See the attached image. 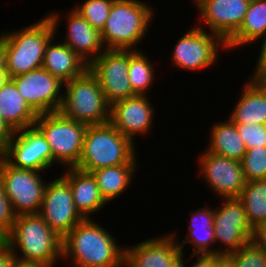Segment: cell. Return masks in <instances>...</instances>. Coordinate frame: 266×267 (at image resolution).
<instances>
[{"label": "cell", "mask_w": 266, "mask_h": 267, "mask_svg": "<svg viewBox=\"0 0 266 267\" xmlns=\"http://www.w3.org/2000/svg\"><path fill=\"white\" fill-rule=\"evenodd\" d=\"M113 2L114 0H86L80 6H74V9L77 10L93 28L101 32L106 25Z\"/></svg>", "instance_id": "obj_30"}, {"label": "cell", "mask_w": 266, "mask_h": 267, "mask_svg": "<svg viewBox=\"0 0 266 267\" xmlns=\"http://www.w3.org/2000/svg\"><path fill=\"white\" fill-rule=\"evenodd\" d=\"M10 80L7 71L5 40L0 35V89Z\"/></svg>", "instance_id": "obj_35"}, {"label": "cell", "mask_w": 266, "mask_h": 267, "mask_svg": "<svg viewBox=\"0 0 266 267\" xmlns=\"http://www.w3.org/2000/svg\"><path fill=\"white\" fill-rule=\"evenodd\" d=\"M228 256L235 267H266V252L252 241Z\"/></svg>", "instance_id": "obj_32"}, {"label": "cell", "mask_w": 266, "mask_h": 267, "mask_svg": "<svg viewBox=\"0 0 266 267\" xmlns=\"http://www.w3.org/2000/svg\"><path fill=\"white\" fill-rule=\"evenodd\" d=\"M246 149L266 147V125L263 124H235Z\"/></svg>", "instance_id": "obj_33"}, {"label": "cell", "mask_w": 266, "mask_h": 267, "mask_svg": "<svg viewBox=\"0 0 266 267\" xmlns=\"http://www.w3.org/2000/svg\"><path fill=\"white\" fill-rule=\"evenodd\" d=\"M266 36V0H251L243 23L226 42L227 50L246 46Z\"/></svg>", "instance_id": "obj_26"}, {"label": "cell", "mask_w": 266, "mask_h": 267, "mask_svg": "<svg viewBox=\"0 0 266 267\" xmlns=\"http://www.w3.org/2000/svg\"><path fill=\"white\" fill-rule=\"evenodd\" d=\"M29 106L39 115L59 111L64 83L40 67L10 78Z\"/></svg>", "instance_id": "obj_13"}, {"label": "cell", "mask_w": 266, "mask_h": 267, "mask_svg": "<svg viewBox=\"0 0 266 267\" xmlns=\"http://www.w3.org/2000/svg\"><path fill=\"white\" fill-rule=\"evenodd\" d=\"M59 112L65 117L89 125L110 122L111 105L98 83L97 78L87 69L81 76L64 83Z\"/></svg>", "instance_id": "obj_6"}, {"label": "cell", "mask_w": 266, "mask_h": 267, "mask_svg": "<svg viewBox=\"0 0 266 267\" xmlns=\"http://www.w3.org/2000/svg\"><path fill=\"white\" fill-rule=\"evenodd\" d=\"M14 267H49V266L38 263H24L17 261Z\"/></svg>", "instance_id": "obj_44"}, {"label": "cell", "mask_w": 266, "mask_h": 267, "mask_svg": "<svg viewBox=\"0 0 266 267\" xmlns=\"http://www.w3.org/2000/svg\"><path fill=\"white\" fill-rule=\"evenodd\" d=\"M261 48L258 54L257 62L253 72H262L266 70V36L263 38Z\"/></svg>", "instance_id": "obj_40"}, {"label": "cell", "mask_w": 266, "mask_h": 267, "mask_svg": "<svg viewBox=\"0 0 266 267\" xmlns=\"http://www.w3.org/2000/svg\"><path fill=\"white\" fill-rule=\"evenodd\" d=\"M66 36L63 41L88 66L95 61L105 50L101 39V32L93 28L74 8L65 16Z\"/></svg>", "instance_id": "obj_19"}, {"label": "cell", "mask_w": 266, "mask_h": 267, "mask_svg": "<svg viewBox=\"0 0 266 267\" xmlns=\"http://www.w3.org/2000/svg\"><path fill=\"white\" fill-rule=\"evenodd\" d=\"M198 163L199 176L204 178L216 196L220 199L239 197L246 183L240 161L218 156L205 149Z\"/></svg>", "instance_id": "obj_15"}, {"label": "cell", "mask_w": 266, "mask_h": 267, "mask_svg": "<svg viewBox=\"0 0 266 267\" xmlns=\"http://www.w3.org/2000/svg\"><path fill=\"white\" fill-rule=\"evenodd\" d=\"M16 262L14 252L4 243L0 247V267H14Z\"/></svg>", "instance_id": "obj_36"}, {"label": "cell", "mask_w": 266, "mask_h": 267, "mask_svg": "<svg viewBox=\"0 0 266 267\" xmlns=\"http://www.w3.org/2000/svg\"><path fill=\"white\" fill-rule=\"evenodd\" d=\"M229 119L234 124L266 125V93L251 78L245 82Z\"/></svg>", "instance_id": "obj_24"}, {"label": "cell", "mask_w": 266, "mask_h": 267, "mask_svg": "<svg viewBox=\"0 0 266 267\" xmlns=\"http://www.w3.org/2000/svg\"><path fill=\"white\" fill-rule=\"evenodd\" d=\"M219 205L214 209L213 229L217 245L223 246L216 248V254L228 256L251 242L253 230L238 198H222Z\"/></svg>", "instance_id": "obj_10"}, {"label": "cell", "mask_w": 266, "mask_h": 267, "mask_svg": "<svg viewBox=\"0 0 266 267\" xmlns=\"http://www.w3.org/2000/svg\"><path fill=\"white\" fill-rule=\"evenodd\" d=\"M44 135L52 152V166L78 164L87 125L65 117L59 111L39 114L34 124Z\"/></svg>", "instance_id": "obj_7"}, {"label": "cell", "mask_w": 266, "mask_h": 267, "mask_svg": "<svg viewBox=\"0 0 266 267\" xmlns=\"http://www.w3.org/2000/svg\"><path fill=\"white\" fill-rule=\"evenodd\" d=\"M135 144L110 122L87 126L75 168L92 172L104 167L138 164ZM137 161V162H136Z\"/></svg>", "instance_id": "obj_4"}, {"label": "cell", "mask_w": 266, "mask_h": 267, "mask_svg": "<svg viewBox=\"0 0 266 267\" xmlns=\"http://www.w3.org/2000/svg\"><path fill=\"white\" fill-rule=\"evenodd\" d=\"M0 116L14 131L33 126L38 117L11 79L0 89Z\"/></svg>", "instance_id": "obj_23"}, {"label": "cell", "mask_w": 266, "mask_h": 267, "mask_svg": "<svg viewBox=\"0 0 266 267\" xmlns=\"http://www.w3.org/2000/svg\"><path fill=\"white\" fill-rule=\"evenodd\" d=\"M213 267H235V265L229 256L220 255L215 260Z\"/></svg>", "instance_id": "obj_42"}, {"label": "cell", "mask_w": 266, "mask_h": 267, "mask_svg": "<svg viewBox=\"0 0 266 267\" xmlns=\"http://www.w3.org/2000/svg\"><path fill=\"white\" fill-rule=\"evenodd\" d=\"M60 16L52 11L30 26L0 33L5 40L10 78L42 67L46 45L57 36Z\"/></svg>", "instance_id": "obj_2"}, {"label": "cell", "mask_w": 266, "mask_h": 267, "mask_svg": "<svg viewBox=\"0 0 266 267\" xmlns=\"http://www.w3.org/2000/svg\"><path fill=\"white\" fill-rule=\"evenodd\" d=\"M208 136L210 140L206 146L207 151L229 159L242 160L247 149L236 125L229 118L214 123Z\"/></svg>", "instance_id": "obj_25"}, {"label": "cell", "mask_w": 266, "mask_h": 267, "mask_svg": "<svg viewBox=\"0 0 266 267\" xmlns=\"http://www.w3.org/2000/svg\"><path fill=\"white\" fill-rule=\"evenodd\" d=\"M251 79L266 93V70L262 72H252Z\"/></svg>", "instance_id": "obj_41"}, {"label": "cell", "mask_w": 266, "mask_h": 267, "mask_svg": "<svg viewBox=\"0 0 266 267\" xmlns=\"http://www.w3.org/2000/svg\"><path fill=\"white\" fill-rule=\"evenodd\" d=\"M63 258L73 267H124L125 247L99 222L86 218L63 238Z\"/></svg>", "instance_id": "obj_1"}, {"label": "cell", "mask_w": 266, "mask_h": 267, "mask_svg": "<svg viewBox=\"0 0 266 267\" xmlns=\"http://www.w3.org/2000/svg\"><path fill=\"white\" fill-rule=\"evenodd\" d=\"M240 162L246 182L266 179V147L247 149Z\"/></svg>", "instance_id": "obj_31"}, {"label": "cell", "mask_w": 266, "mask_h": 267, "mask_svg": "<svg viewBox=\"0 0 266 267\" xmlns=\"http://www.w3.org/2000/svg\"><path fill=\"white\" fill-rule=\"evenodd\" d=\"M175 233H167L125 247L124 267H167L181 252Z\"/></svg>", "instance_id": "obj_18"}, {"label": "cell", "mask_w": 266, "mask_h": 267, "mask_svg": "<svg viewBox=\"0 0 266 267\" xmlns=\"http://www.w3.org/2000/svg\"><path fill=\"white\" fill-rule=\"evenodd\" d=\"M61 176L69 183L73 196V202L80 215L92 218L90 214L98 213L107 202L101 196L95 177L90 172L82 171L75 167L64 169Z\"/></svg>", "instance_id": "obj_20"}, {"label": "cell", "mask_w": 266, "mask_h": 267, "mask_svg": "<svg viewBox=\"0 0 266 267\" xmlns=\"http://www.w3.org/2000/svg\"><path fill=\"white\" fill-rule=\"evenodd\" d=\"M4 243H5V239H4L2 236H0V247H1Z\"/></svg>", "instance_id": "obj_45"}, {"label": "cell", "mask_w": 266, "mask_h": 267, "mask_svg": "<svg viewBox=\"0 0 266 267\" xmlns=\"http://www.w3.org/2000/svg\"><path fill=\"white\" fill-rule=\"evenodd\" d=\"M0 156L15 168L39 172L52 168L50 145L35 125L15 131Z\"/></svg>", "instance_id": "obj_11"}, {"label": "cell", "mask_w": 266, "mask_h": 267, "mask_svg": "<svg viewBox=\"0 0 266 267\" xmlns=\"http://www.w3.org/2000/svg\"><path fill=\"white\" fill-rule=\"evenodd\" d=\"M193 257H196L197 261L192 262L191 267H213L215 260L220 256L217 254H190ZM189 267V266H187Z\"/></svg>", "instance_id": "obj_39"}, {"label": "cell", "mask_w": 266, "mask_h": 267, "mask_svg": "<svg viewBox=\"0 0 266 267\" xmlns=\"http://www.w3.org/2000/svg\"><path fill=\"white\" fill-rule=\"evenodd\" d=\"M55 40L51 39L46 45L42 67L63 83L81 76L88 65L69 46Z\"/></svg>", "instance_id": "obj_21"}, {"label": "cell", "mask_w": 266, "mask_h": 267, "mask_svg": "<svg viewBox=\"0 0 266 267\" xmlns=\"http://www.w3.org/2000/svg\"><path fill=\"white\" fill-rule=\"evenodd\" d=\"M220 48L227 49L226 43L219 36L204 30L201 23L180 37L170 59L177 68L199 71L218 62Z\"/></svg>", "instance_id": "obj_9"}, {"label": "cell", "mask_w": 266, "mask_h": 267, "mask_svg": "<svg viewBox=\"0 0 266 267\" xmlns=\"http://www.w3.org/2000/svg\"><path fill=\"white\" fill-rule=\"evenodd\" d=\"M257 247L266 252V223L253 229L252 240Z\"/></svg>", "instance_id": "obj_38"}, {"label": "cell", "mask_w": 266, "mask_h": 267, "mask_svg": "<svg viewBox=\"0 0 266 267\" xmlns=\"http://www.w3.org/2000/svg\"><path fill=\"white\" fill-rule=\"evenodd\" d=\"M15 131L0 116V153L12 139Z\"/></svg>", "instance_id": "obj_37"}, {"label": "cell", "mask_w": 266, "mask_h": 267, "mask_svg": "<svg viewBox=\"0 0 266 267\" xmlns=\"http://www.w3.org/2000/svg\"><path fill=\"white\" fill-rule=\"evenodd\" d=\"M197 12L207 30L225 43L244 21L251 0H195ZM199 10V11H198Z\"/></svg>", "instance_id": "obj_16"}, {"label": "cell", "mask_w": 266, "mask_h": 267, "mask_svg": "<svg viewBox=\"0 0 266 267\" xmlns=\"http://www.w3.org/2000/svg\"><path fill=\"white\" fill-rule=\"evenodd\" d=\"M147 95H135L114 102L110 108V123L133 143L135 135L148 134L154 121V107Z\"/></svg>", "instance_id": "obj_17"}, {"label": "cell", "mask_w": 266, "mask_h": 267, "mask_svg": "<svg viewBox=\"0 0 266 267\" xmlns=\"http://www.w3.org/2000/svg\"><path fill=\"white\" fill-rule=\"evenodd\" d=\"M238 199L243 203L252 230L266 223V179L247 181Z\"/></svg>", "instance_id": "obj_28"}, {"label": "cell", "mask_w": 266, "mask_h": 267, "mask_svg": "<svg viewBox=\"0 0 266 267\" xmlns=\"http://www.w3.org/2000/svg\"><path fill=\"white\" fill-rule=\"evenodd\" d=\"M16 215L14 214L10 201L4 192L0 180V236L4 239L12 230Z\"/></svg>", "instance_id": "obj_34"}, {"label": "cell", "mask_w": 266, "mask_h": 267, "mask_svg": "<svg viewBox=\"0 0 266 267\" xmlns=\"http://www.w3.org/2000/svg\"><path fill=\"white\" fill-rule=\"evenodd\" d=\"M154 10L141 0H114L101 39L108 50H139L149 31ZM137 45V46H136Z\"/></svg>", "instance_id": "obj_5"}, {"label": "cell", "mask_w": 266, "mask_h": 267, "mask_svg": "<svg viewBox=\"0 0 266 267\" xmlns=\"http://www.w3.org/2000/svg\"><path fill=\"white\" fill-rule=\"evenodd\" d=\"M136 169L137 164H123L96 169L91 173L96 179L101 196L108 203L120 198L121 194L129 189Z\"/></svg>", "instance_id": "obj_27"}, {"label": "cell", "mask_w": 266, "mask_h": 267, "mask_svg": "<svg viewBox=\"0 0 266 267\" xmlns=\"http://www.w3.org/2000/svg\"><path fill=\"white\" fill-rule=\"evenodd\" d=\"M185 252H180L168 265L167 267H186V263L192 259H185L184 257ZM186 263H185V261Z\"/></svg>", "instance_id": "obj_43"}, {"label": "cell", "mask_w": 266, "mask_h": 267, "mask_svg": "<svg viewBox=\"0 0 266 267\" xmlns=\"http://www.w3.org/2000/svg\"><path fill=\"white\" fill-rule=\"evenodd\" d=\"M130 50H108L93 61L88 69L97 78L107 102L127 99L137 95L128 79Z\"/></svg>", "instance_id": "obj_12"}, {"label": "cell", "mask_w": 266, "mask_h": 267, "mask_svg": "<svg viewBox=\"0 0 266 267\" xmlns=\"http://www.w3.org/2000/svg\"><path fill=\"white\" fill-rule=\"evenodd\" d=\"M39 215L61 238L84 219L74 206L69 183L62 176L47 183Z\"/></svg>", "instance_id": "obj_14"}, {"label": "cell", "mask_w": 266, "mask_h": 267, "mask_svg": "<svg viewBox=\"0 0 266 267\" xmlns=\"http://www.w3.org/2000/svg\"><path fill=\"white\" fill-rule=\"evenodd\" d=\"M192 212L186 238L179 242L177 240L180 251L182 253L185 251L183 248L185 247L184 244L187 243L192 244V249H194L191 254H216V249L212 247L214 243L216 244L213 229L214 209L204 206Z\"/></svg>", "instance_id": "obj_22"}, {"label": "cell", "mask_w": 266, "mask_h": 267, "mask_svg": "<svg viewBox=\"0 0 266 267\" xmlns=\"http://www.w3.org/2000/svg\"><path fill=\"white\" fill-rule=\"evenodd\" d=\"M41 172L9 165L0 156V180L14 214H39L47 181Z\"/></svg>", "instance_id": "obj_8"}, {"label": "cell", "mask_w": 266, "mask_h": 267, "mask_svg": "<svg viewBox=\"0 0 266 267\" xmlns=\"http://www.w3.org/2000/svg\"><path fill=\"white\" fill-rule=\"evenodd\" d=\"M155 68L142 49L130 50L128 79L133 91L137 95H148L155 80Z\"/></svg>", "instance_id": "obj_29"}, {"label": "cell", "mask_w": 266, "mask_h": 267, "mask_svg": "<svg viewBox=\"0 0 266 267\" xmlns=\"http://www.w3.org/2000/svg\"><path fill=\"white\" fill-rule=\"evenodd\" d=\"M62 242L63 238L39 214L17 215L5 238V244L14 252L17 261L49 267H54L62 259ZM16 249L21 250L22 256Z\"/></svg>", "instance_id": "obj_3"}]
</instances>
